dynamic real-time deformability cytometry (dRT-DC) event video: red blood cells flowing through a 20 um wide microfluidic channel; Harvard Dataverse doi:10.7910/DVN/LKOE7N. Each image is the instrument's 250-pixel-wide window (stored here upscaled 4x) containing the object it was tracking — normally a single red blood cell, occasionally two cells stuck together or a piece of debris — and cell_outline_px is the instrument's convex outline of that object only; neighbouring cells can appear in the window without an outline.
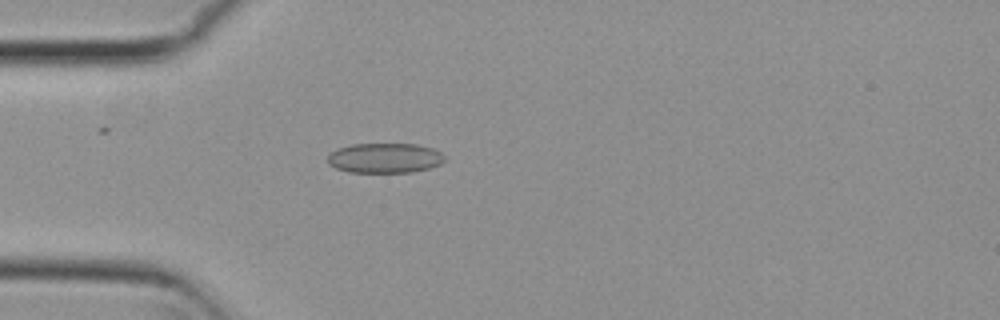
{"species": "common noctule bat (a hibernating species)", "species_latin": "Nyctalus noctula", "temperature_condition": "cold", "stored_images_in_passage": 54, "camera_frame_rate_fps": 3000, "um_per_image_px": 0.085, "animal": {"sex": "female", "body_mass_g": 29.2, "forearm_length_mm": 56.3}, "frame": {"image": 1, "passage_image": 15, "time_ms": 4.667, "image_size_px": [1000, 320], "cell_outline_px": [[444, 160], [440, 164], [428, 168], [412, 172], [348, 172], [336, 168], [328, 164], [328, 156], [336, 148], [352, 144], [416, 144], [432, 148], [440, 152], [444, 156]], "centroid_in_image_um": [32.68, 13.43], "position_along_channel_um": 52.3, "area_um2": 20.35}}
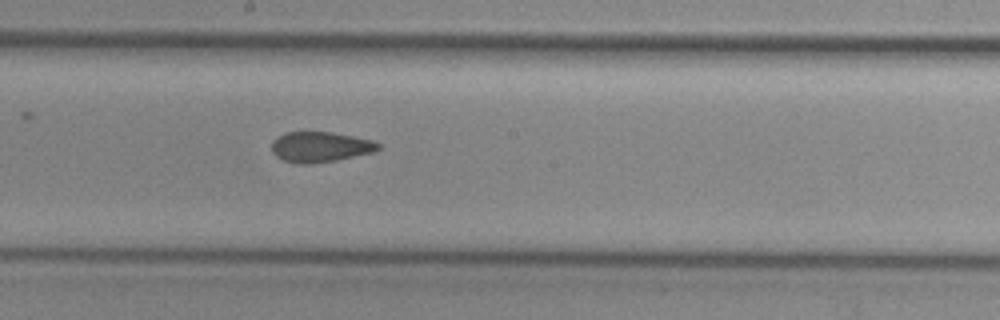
{"frame": {"image": 2, "passage_image": 29, "time_ms": 9.333, "image_size_px": [1000, 320], "cell_outline_px": [[380, 148], [372, 152], [336, 160], [308, 164], [296, 164], [284, 160], [276, 156], [272, 152], [272, 140], [276, 136], [284, 132], [332, 132], [372, 140], [380, 144]], "centroid_in_image_um": [27.17, 12.48], "position_along_channel_um": 221.0, "area_um2": 18.84}}
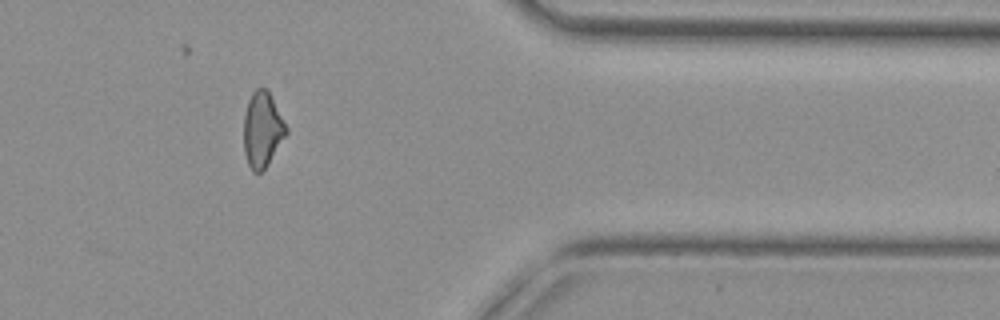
{"frame": {"image": 3, "passage_image": 44, "time_ms": 14.333, "image_size_px": [1000, 320], "cell_outline_px": [[288, 132], [268, 164], [260, 172], [252, 172], [248, 164], [244, 152], [244, 116], [248, 100], [252, 92], [256, 88], [268, 88], [288, 128]], "centroid_in_image_um": [22.31, 10.99], "position_along_channel_um": 389.1, "area_um2": 18.73}, "authors_computed_cell_mechanics": {"area_um2": 19.5364, "velocity_mm_per_s": 3.7921, "shape_relaxation_time_tau1_ms": 10.8358, "shape_relaxation_time_tau2_ms": 2.5063, "deformation_change_tau1": 0.1386, "deformation_change_tau2": 0.0752}}